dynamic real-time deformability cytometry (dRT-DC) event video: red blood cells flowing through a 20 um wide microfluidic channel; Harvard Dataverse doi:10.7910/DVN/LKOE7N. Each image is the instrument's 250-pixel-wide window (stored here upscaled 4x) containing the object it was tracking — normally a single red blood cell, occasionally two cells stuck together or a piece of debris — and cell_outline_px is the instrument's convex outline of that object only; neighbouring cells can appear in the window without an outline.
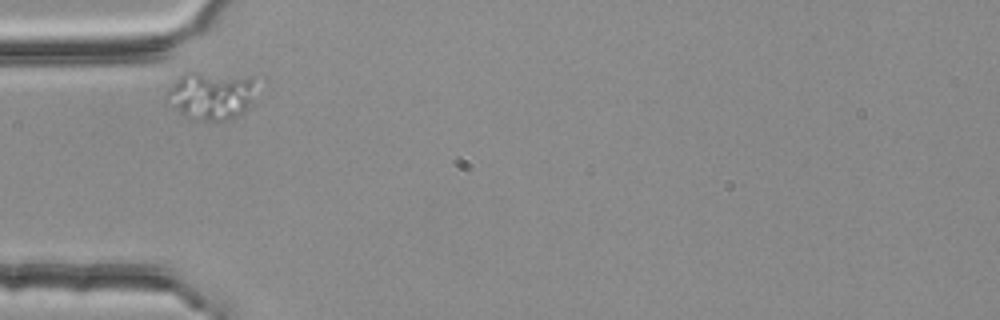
{"species": "common noctule bat (a hibernating species)", "species_latin": "Nyctalus noctula", "temperature_condition": "room temperature", "stored_images_in_passage": 1, "camera_frame_rate_fps": 3000, "um_per_image_px": 0.085, "animal": {"sex": "female", "body_mass_g": 25.1}, "frame": {"image": 1, "passage_image": 1, "time_ms": 0.0, "image_size_px": [1000, 320], "cell_outline_px": [[256, 80], [248, 108], [236, 116], [228, 120], [188, 120], [172, 108], [164, 100], [164, 96], [180, 76], [184, 72], [196, 72], [252, 76]], "centroid_in_image_um": [17.89, 8.12], "position_along_channel_um": 67.1, "area_um2": 25.32}}